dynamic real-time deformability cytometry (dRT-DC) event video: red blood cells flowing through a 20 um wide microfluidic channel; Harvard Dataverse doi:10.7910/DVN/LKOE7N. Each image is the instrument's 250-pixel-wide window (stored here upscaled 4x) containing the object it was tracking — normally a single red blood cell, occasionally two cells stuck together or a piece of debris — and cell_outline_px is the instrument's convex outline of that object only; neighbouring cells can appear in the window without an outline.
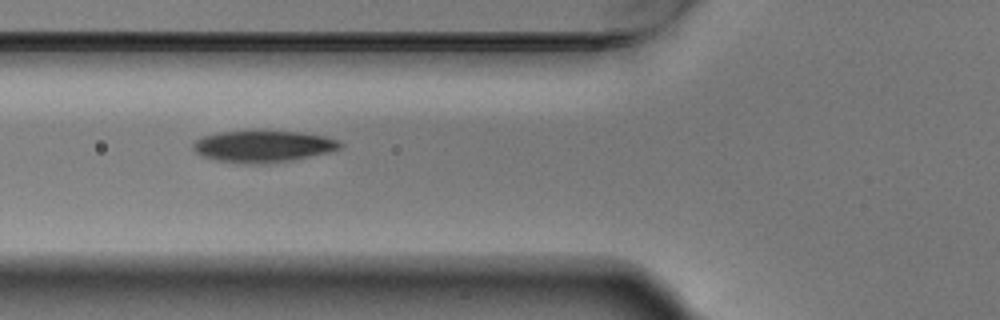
{"species": "Egyptian fruit bat (a non-hibernating species)", "species_latin": "Rousettus aegyptiacus", "temperature_condition": "warm", "stored_images_in_passage": 7, "camera_frame_rate_fps": 3000, "um_per_image_px": 0.085, "animal": {"sex": "male"}, "frame": {"image": 1, "passage_image": 6, "time_ms": 1.667, "image_size_px": [1000, 320], "cell_outline_px": [[344, 144], [340, 148], [328, 152], [292, 160], [216, 160], [204, 156], [196, 152], [192, 148], [192, 144], [196, 140], [204, 136], [216, 132], [300, 132], [324, 136], [336, 140]], "centroid_in_image_um": [22.39, 12.39], "position_along_channel_um": 103.4, "area_um2": 25.37}}
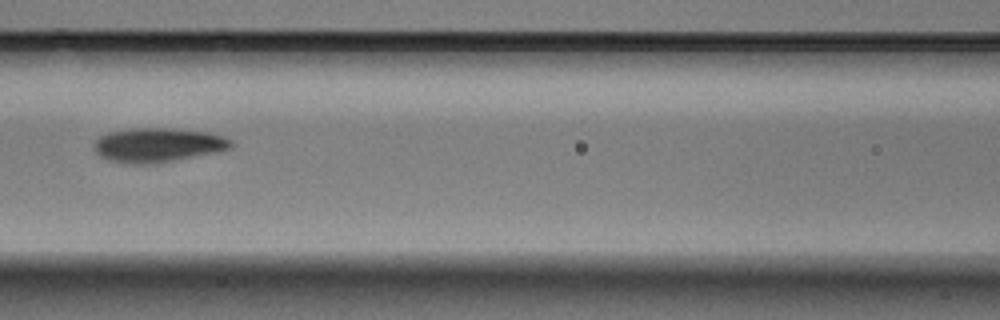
{"frame": {"image": 2, "passage_image": 7, "time_ms": 2.0, "image_size_px": [1000, 320], "cell_outline_px": [[232, 148], [216, 152], [156, 164], [124, 164], [108, 160], [100, 156], [96, 152], [96, 140], [100, 136], [108, 132], [132, 128], [172, 128], [208, 132], [232, 140]], "centroid_in_image_um": [13.41, 12.33], "position_along_channel_um": 153.2, "area_um2": 27.4}}